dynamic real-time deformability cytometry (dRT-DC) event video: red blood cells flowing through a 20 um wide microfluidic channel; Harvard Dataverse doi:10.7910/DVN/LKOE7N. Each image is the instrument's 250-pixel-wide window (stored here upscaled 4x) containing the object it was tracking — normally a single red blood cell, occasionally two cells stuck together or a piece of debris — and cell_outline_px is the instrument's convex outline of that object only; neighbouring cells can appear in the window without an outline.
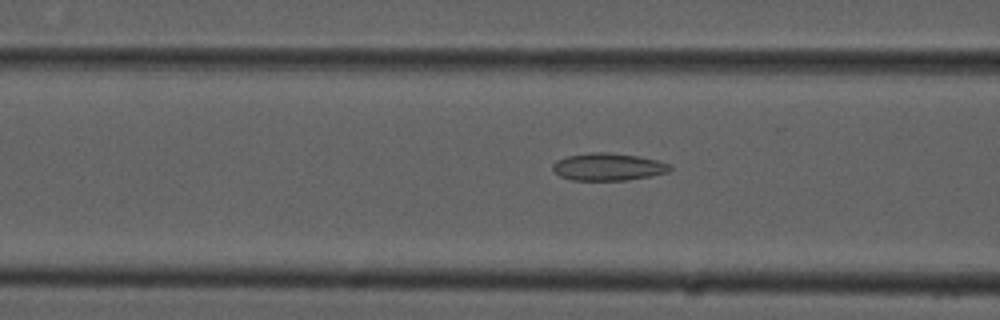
{"species": "common noctule bat (a hibernating species)", "species_latin": "Nyctalus noctula", "temperature_condition": "cold", "stored_images_in_passage": 53, "camera_frame_rate_fps": 3000, "um_per_image_px": 0.085, "animal": {"sex": "male", "forearm_length_mm": 52.5}, "frame": {"image": 1, "passage_image": 21, "time_ms": 6.667, "image_size_px": [1000, 320], "cell_outline_px": [[672, 168], [668, 172], [652, 176], [628, 180], [572, 180], [560, 176], [552, 168], [552, 164], [556, 160], [568, 156], [588, 152], [608, 152], [636, 156], [656, 160], [668, 164]], "centroid_in_image_um": [51.67, 14.18], "position_along_channel_um": 114.9, "area_um2": 18.67}}
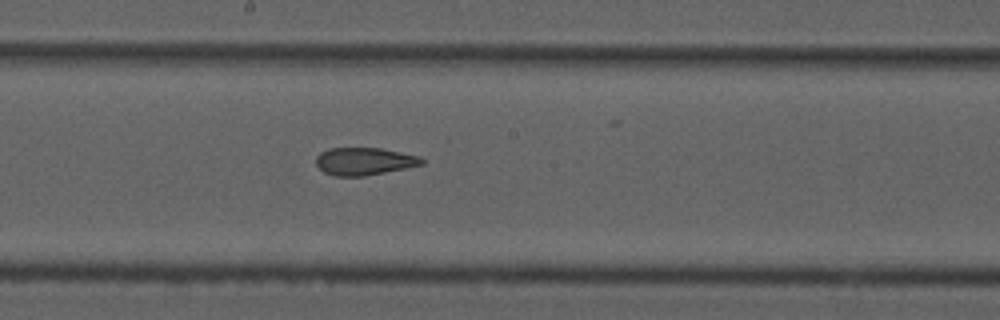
{"frame": {"image": 2, "passage_image": 29, "time_ms": 9.333, "image_size_px": [1000, 320], "cell_outline_px": [[424, 164], [364, 176], [336, 176], [324, 172], [316, 164], [316, 156], [320, 152], [328, 148], [380, 148], [420, 156], [424, 160]], "centroid_in_image_um": [30.94, 13.7], "position_along_channel_um": 217.3, "area_um2": 16.88}}
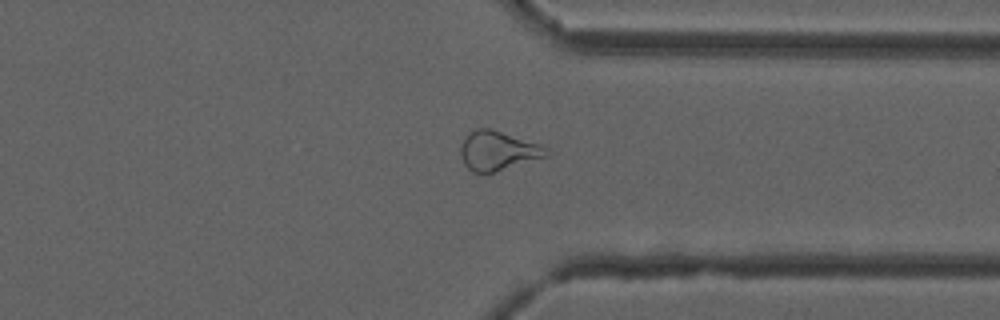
{"frame": {"image": 3, "passage_image": 41, "time_ms": 13.333, "image_size_px": [1000, 320], "cell_outline_px": [[548, 152], [544, 156], [492, 172], [472, 172], [464, 164], [460, 152], [460, 148], [468, 132], [476, 128], [488, 128], [540, 144], [548, 148]], "centroid_in_image_um": [42.26, 12.79], "position_along_channel_um": 369.1, "area_um2": 18.96}, "authors_computed_cell_mechanics": {"area_um2": 20.5768, "velocity_mm_per_s": 3.8336, "shape_relaxation_time_tau1_ms": null, "shape_relaxation_time_tau2_ms": 1.9897, "deformation_change_tau1": null, "deformation_change_tau2": 0.0949}}